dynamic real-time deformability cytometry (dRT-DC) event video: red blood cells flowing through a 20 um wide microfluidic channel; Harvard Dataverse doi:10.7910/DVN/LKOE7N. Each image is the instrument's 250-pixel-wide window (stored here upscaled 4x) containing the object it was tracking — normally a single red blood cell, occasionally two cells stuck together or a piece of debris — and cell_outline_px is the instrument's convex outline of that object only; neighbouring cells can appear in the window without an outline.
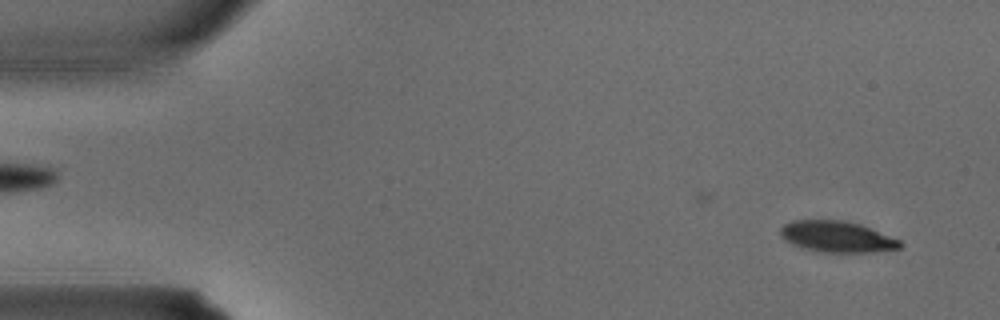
{"species": "common noctule bat (a hibernating species)", "species_latin": "Nyctalus noctula", "temperature_condition": "warm", "stored_images_in_passage": 4, "camera_frame_rate_fps": 3000, "um_per_image_px": 0.085, "animal": {"sex": "male", "body_mass_g": 15.6}, "frame": {"image": 1, "passage_image": 1, "time_ms": 0.0, "image_size_px": [1000, 320], "cell_outline_px": [[904, 244], [900, 248], [872, 252], [824, 252], [792, 244], [780, 236], [780, 228], [784, 224], [792, 220], [844, 220], [860, 224], [900, 240]], "centroid_in_image_um": [71.15, 20.11], "position_along_channel_um": 13.9, "area_um2": 21.5}}
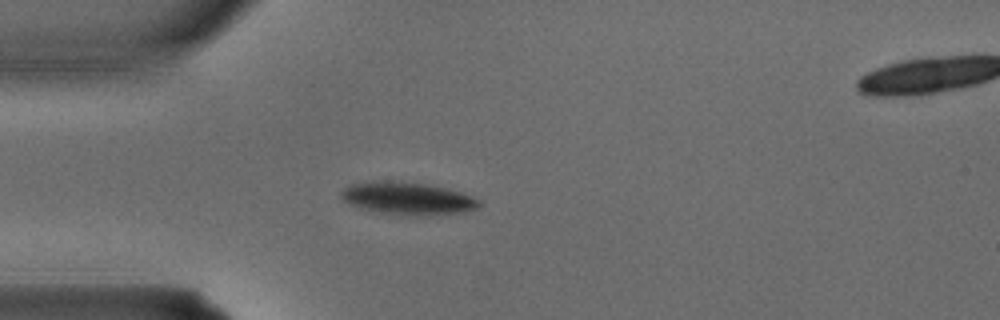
{"frame": {"image": 2, "passage_image": 3, "time_ms": 0.667, "image_size_px": [1000, 320], "cell_outline_px": [[484, 204], [476, 208], [464, 212], [388, 212], [364, 208], [352, 204], [344, 200], [340, 196], [340, 192], [344, 188], [352, 184], [384, 180], [388, 180], [428, 184], [448, 188], [472, 196], [480, 200]], "centroid_in_image_um": [34.68, 16.78], "position_along_channel_um": 50.3, "area_um2": 24.62}}